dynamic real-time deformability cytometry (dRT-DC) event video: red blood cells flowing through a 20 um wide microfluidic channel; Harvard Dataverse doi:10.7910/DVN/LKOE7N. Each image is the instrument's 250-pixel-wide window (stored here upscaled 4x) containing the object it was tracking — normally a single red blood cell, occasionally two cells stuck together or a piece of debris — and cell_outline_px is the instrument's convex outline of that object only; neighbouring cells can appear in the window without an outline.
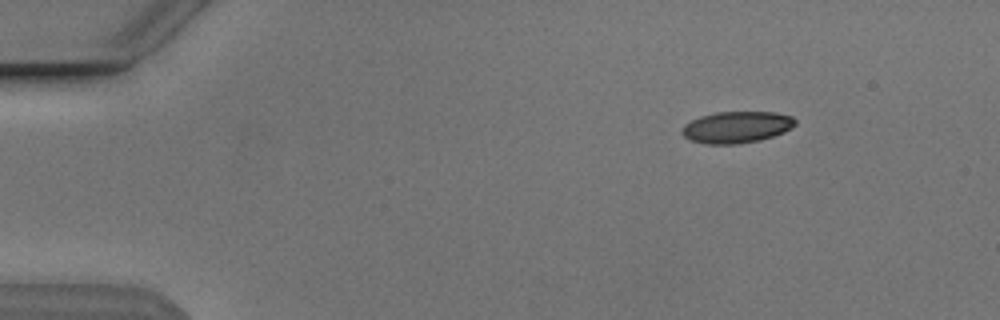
{"species": "Egyptian fruit bat (a non-hibernating species)", "species_latin": "Rousettus aegyptiacus", "temperature_condition": "cold", "stored_images_in_passage": 14, "camera_frame_rate_fps": 3000, "um_per_image_px": 0.085, "animal": {"sex": "male"}, "frame": {"image": 1, "passage_image": 1, "time_ms": 0.0, "image_size_px": [1000, 320], "cell_outline_px": [[796, 124], [792, 128], [784, 132], [760, 140], [736, 144], [708, 144], [692, 140], [684, 136], [680, 132], [684, 124], [700, 116], [716, 112], [776, 112], [792, 116], [796, 120]], "centroid_in_image_um": [62.63, 10.8], "position_along_channel_um": 22.4, "area_um2": 20.87}}
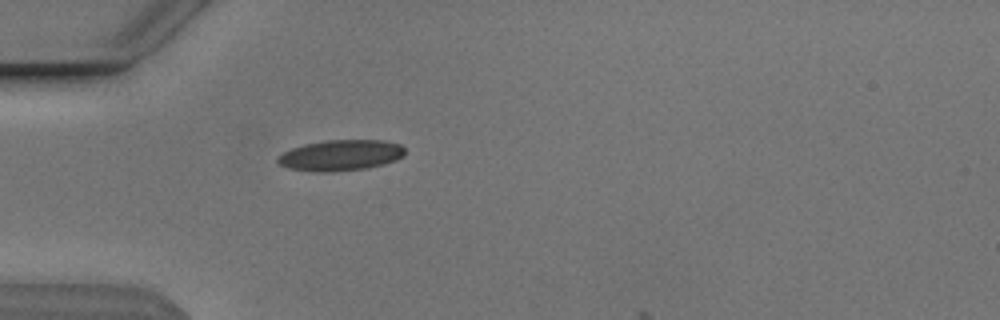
{"frame": {"image": 2, "passage_image": 10, "time_ms": 3.0, "image_size_px": [1000, 320], "cell_outline_px": [[404, 152], [396, 160], [384, 164], [368, 168], [332, 172], [320, 172], [288, 168], [280, 164], [276, 160], [284, 152], [292, 148], [304, 144], [328, 140], [384, 140], [400, 144], [404, 148]], "centroid_in_image_um": [28.97, 13.2], "position_along_channel_um": 56.0, "area_um2": 22.72}}